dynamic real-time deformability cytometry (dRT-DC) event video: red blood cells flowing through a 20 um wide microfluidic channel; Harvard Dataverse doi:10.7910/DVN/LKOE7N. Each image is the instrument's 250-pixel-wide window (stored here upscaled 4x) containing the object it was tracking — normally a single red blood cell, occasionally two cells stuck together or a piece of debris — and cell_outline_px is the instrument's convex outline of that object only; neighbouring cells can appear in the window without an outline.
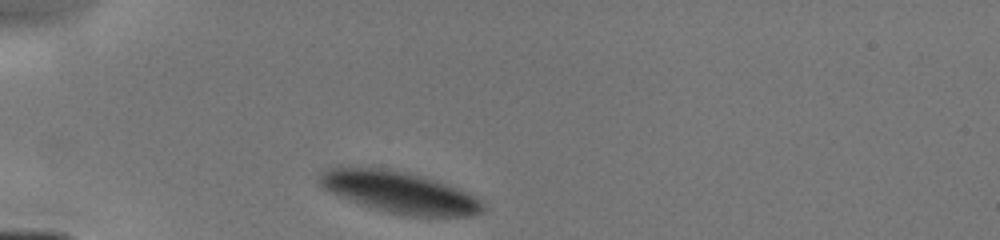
{"species": "human", "species_latin": "Homo sapiens", "temperature_condition": "cold", "stored_images_in_passage": 4, "camera_frame_rate_fps": 3000, "um_per_image_px": 0.085, "donor": {"sex": "male"}, "frame": {"image": 1, "passage_image": 1, "time_ms": 0.0, "image_size_px": [1000, 240], "cell_outline_px": [[488, 208], [484, 212], [476, 216], [408, 216], [368, 208], [328, 192], [316, 180], [320, 172], [328, 168], [348, 164], [380, 168], [408, 172], [468, 192], [476, 196]], "centroid_in_image_um": [33.88, 16.33], "position_along_channel_um": 51.1, "area_um2": 40.46}}
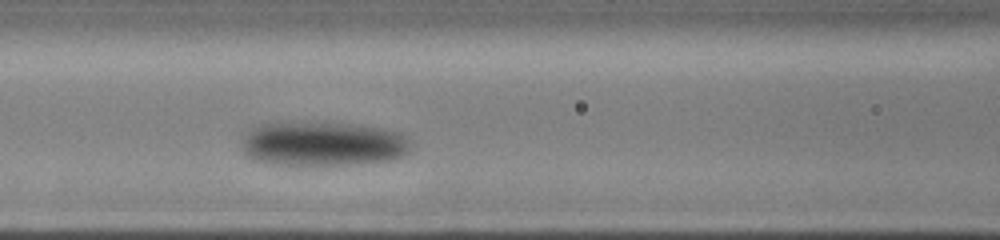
{"frame": {"image": 2, "passage_image": 4, "time_ms": 2.667, "image_size_px": [1000, 240], "cell_outline_px": [[408, 152], [404, 156], [388, 160], [360, 164], [276, 164], [256, 160], [248, 156], [244, 152], [240, 144], [244, 132], [260, 124], [316, 120], [380, 128], [396, 132], [404, 136], [408, 140]], "centroid_in_image_um": [27.37, 12.19], "position_along_channel_um": 139.2, "area_um2": 44.04}}